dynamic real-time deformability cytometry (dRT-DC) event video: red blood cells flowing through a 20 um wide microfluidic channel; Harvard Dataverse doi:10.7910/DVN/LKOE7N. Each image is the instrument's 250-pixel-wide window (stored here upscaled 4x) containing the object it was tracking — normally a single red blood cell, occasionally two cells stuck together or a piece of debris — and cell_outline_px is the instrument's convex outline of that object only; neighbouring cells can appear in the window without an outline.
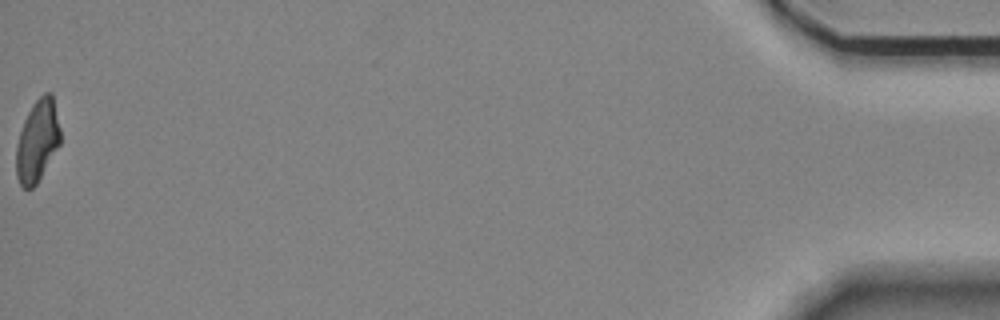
{"species": "Egyptian fruit bat (a non-hibernating species)", "species_latin": "Rousettus aegyptiacus", "temperature_condition": "room temperature", "stored_images_in_passage": 53, "camera_frame_rate_fps": 3000, "um_per_image_px": 0.085, "animal": {"sex": "female"}, "frame": {"image": 1, "passage_image": 53, "time_ms": 17.333, "image_size_px": [1000, 320], "cell_outline_px": [[60, 144], [36, 184], [32, 188], [24, 188], [20, 184], [16, 176], [16, 144], [24, 120], [32, 104], [44, 92], [52, 92], [60, 128]], "centroid_in_image_um": [3.17, 11.95], "position_along_channel_um": 432.0, "area_um2": 20.98}}